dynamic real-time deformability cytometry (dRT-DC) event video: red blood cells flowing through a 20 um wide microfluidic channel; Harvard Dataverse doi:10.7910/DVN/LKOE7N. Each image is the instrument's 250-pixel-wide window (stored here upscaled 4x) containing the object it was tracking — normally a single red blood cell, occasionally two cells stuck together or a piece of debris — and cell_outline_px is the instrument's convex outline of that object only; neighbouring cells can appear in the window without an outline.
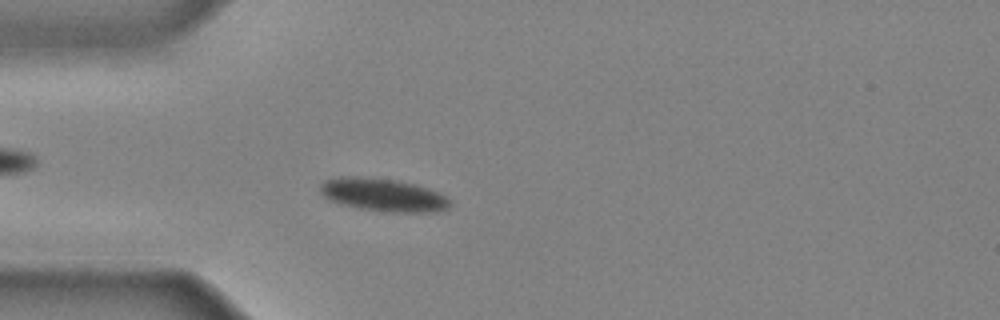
{"species": "common noctule bat (a hibernating species)", "species_latin": "Nyctalus noctula", "temperature_condition": "cold", "stored_images_in_passage": 43, "camera_frame_rate_fps": 3000, "um_per_image_px": 0.085, "animal": {"sex": "male", "body_mass_g": 20.4}, "frame": {"image": 1, "passage_image": 12, "time_ms": 3.667, "image_size_px": [1000, 320], "cell_outline_px": [[452, 204], [448, 208], [436, 212], [388, 212], [360, 208], [340, 204], [328, 200], [320, 192], [320, 184], [324, 180], [340, 176], [352, 176], [396, 180], [416, 184], [428, 188], [444, 196]], "centroid_in_image_um": [32.53, 16.57], "position_along_channel_um": 52.5, "area_um2": 24.91}}
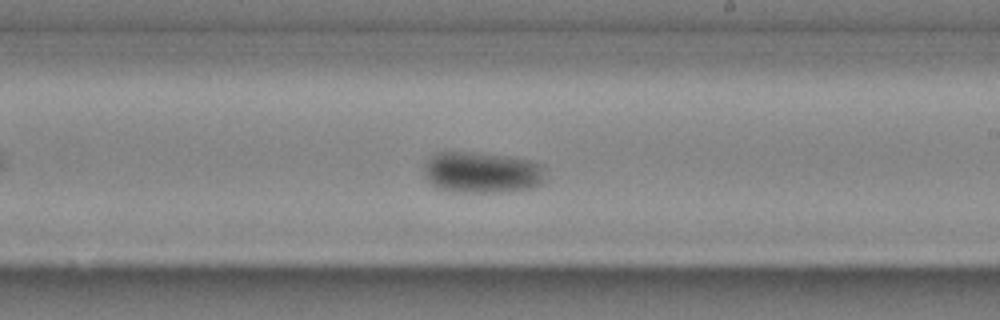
{"frame": {"image": 2, "passage_image": 26, "time_ms": 8.333, "image_size_px": [1000, 320], "cell_outline_px": [[544, 184], [532, 188], [500, 192], [460, 192], [440, 188], [432, 184], [428, 180], [424, 172], [424, 160], [436, 152], [472, 152], [508, 156], [528, 160], [544, 164]], "centroid_in_image_um": [40.99, 14.65], "position_along_channel_um": 248.0, "area_um2": 29.42}}
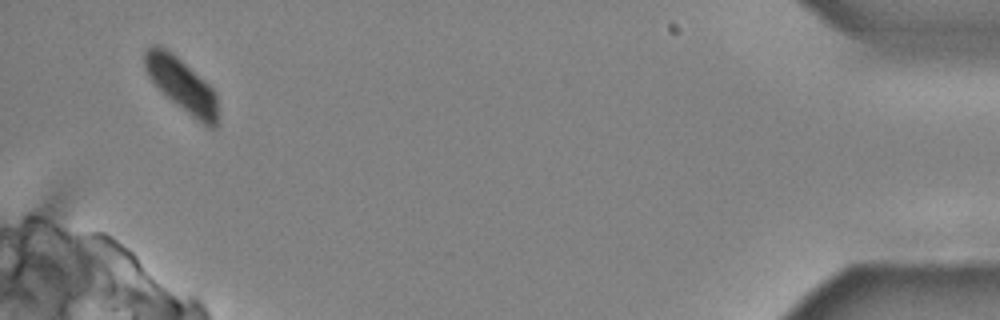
{"frame": {"image": 3, "passage_image": 42, "time_ms": 13.667, "image_size_px": [1000, 320], "cell_outline_px": [[216, 128], [212, 128], [204, 124], [192, 116], [172, 100], [148, 76], [144, 68], [144, 52], [152, 44], [156, 44], [164, 48], [176, 56], [208, 84], [216, 92]], "centroid_in_image_um": [15.42, 7.17], "position_along_channel_um": 419.8, "area_um2": 21.85}}